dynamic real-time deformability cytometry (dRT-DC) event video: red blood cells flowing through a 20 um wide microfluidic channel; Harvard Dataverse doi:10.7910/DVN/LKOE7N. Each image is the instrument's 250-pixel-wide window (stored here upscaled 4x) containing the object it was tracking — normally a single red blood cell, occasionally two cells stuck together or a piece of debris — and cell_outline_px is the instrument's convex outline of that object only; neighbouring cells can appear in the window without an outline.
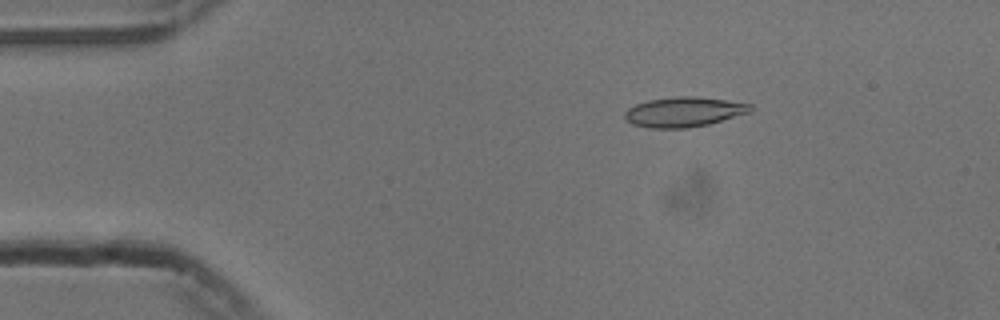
{"species": "common noctule bat (a hibernating species)", "species_latin": "Nyctalus noctula", "temperature_condition": "cold", "stored_images_in_passage": 54, "camera_frame_rate_fps": 3000, "um_per_image_px": 0.085, "animal": {"sex": "male", "body_mass_g": 13.3}, "frame": {"image": 1, "passage_image": 9, "time_ms": 2.667, "image_size_px": [1000, 320], "cell_outline_px": [[752, 112], [708, 124], [684, 128], [652, 128], [632, 124], [624, 120], [624, 112], [628, 108], [636, 104], [648, 100], [676, 96], [696, 96], [752, 104]], "centroid_in_image_um": [58.11, 9.51], "position_along_channel_um": 26.9, "area_um2": 21.91}}
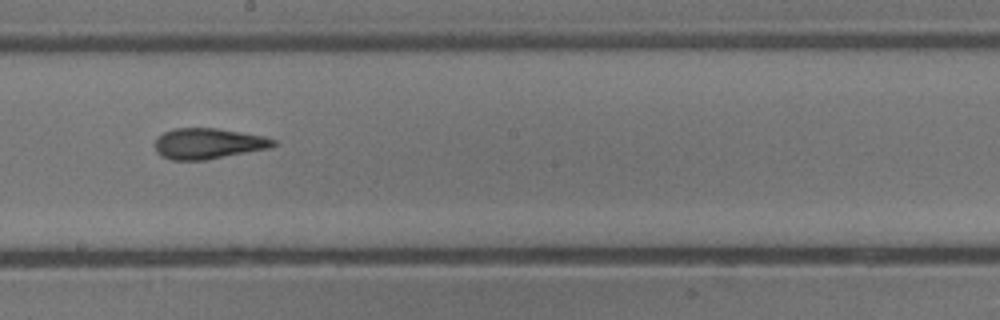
{"frame": {"image": 2, "passage_image": 30, "time_ms": 9.667, "image_size_px": [1000, 320], "cell_outline_px": [[276, 144], [268, 148], [204, 160], [172, 160], [160, 156], [156, 152], [156, 136], [172, 128], [216, 128], [264, 136], [276, 140]], "centroid_in_image_um": [17.64, 12.19], "position_along_channel_um": 230.6, "area_um2": 21.1}}
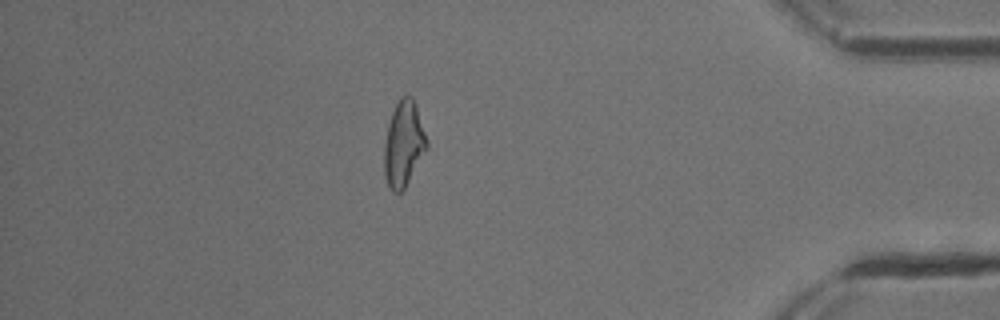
{"frame": {"image": 3, "passage_image": 47, "time_ms": 15.333, "image_size_px": [1000, 320], "cell_outline_px": [[428, 148], [404, 188], [400, 192], [392, 192], [388, 188], [384, 172], [384, 144], [388, 124], [392, 112], [400, 96], [408, 92], [412, 96], [416, 104], [428, 140]], "centroid_in_image_um": [34.31, 12.19], "position_along_channel_um": 400.9, "area_um2": 21.5}, "authors_computed_cell_mechanics": {"area_um2": 20.9525, "velocity_mm_per_s": 3.7658, "shape_relaxation_time_tau1_ms": null, "shape_relaxation_time_tau2_ms": 2.8767, "deformation_change_tau1": null, "deformation_change_tau2": 0.1179}}